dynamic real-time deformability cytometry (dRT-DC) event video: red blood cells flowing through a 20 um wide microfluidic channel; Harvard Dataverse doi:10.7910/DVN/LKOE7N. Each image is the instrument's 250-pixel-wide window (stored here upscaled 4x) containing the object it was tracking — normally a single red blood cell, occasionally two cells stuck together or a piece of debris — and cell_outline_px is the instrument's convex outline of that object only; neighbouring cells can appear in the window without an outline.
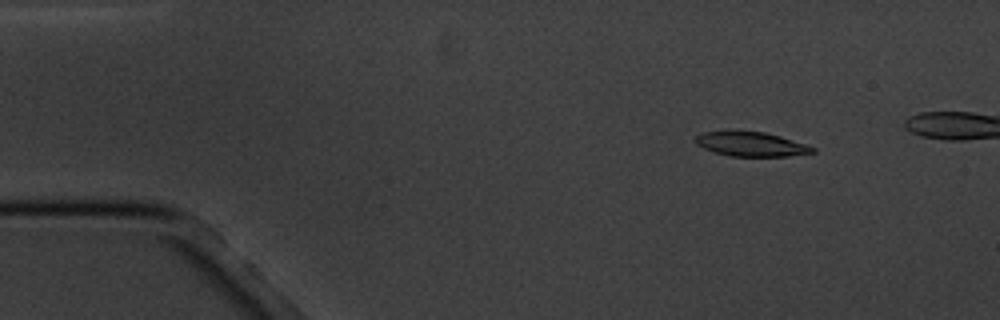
{"species": "common noctule bat (a hibernating species)", "species_latin": "Nyctalus noctula", "temperature_condition": "cold", "stored_images_in_passage": 13, "segment_of_instrument_passage": [1, 2], "camera_frame_rate_fps": 3000, "um_per_image_px": 0.085, "animal": {"sex": "male", "body_mass_g": 20.1, "forearm_length_mm": 53.5}, "frame": {"image": 1, "passage_image": 2, "time_ms": 1.333, "image_size_px": [1000, 320], "cell_outline_px": [[816, 152], [788, 156], [732, 156], [716, 152], [704, 148], [696, 144], [696, 136], [704, 132], [736, 128], [764, 132], [780, 136], [816, 148]], "centroid_in_image_um": [63.81, 12.21], "position_along_channel_um": 21.2, "area_um2": 16.99}}
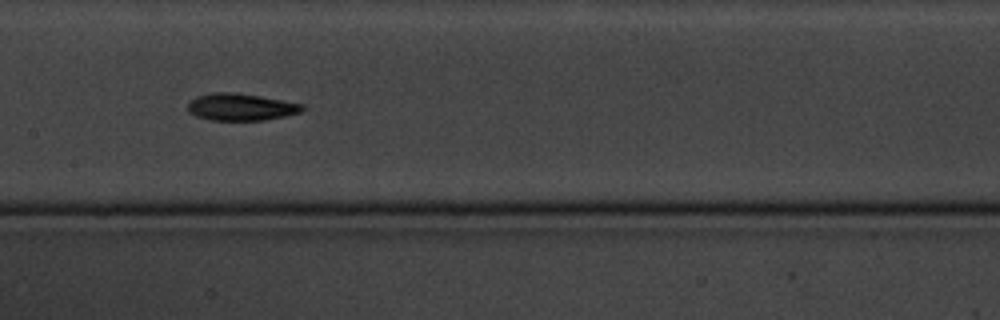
{"frame": {"image": 2, "passage_image": 8, "time_ms": 8.333, "image_size_px": [1000, 320], "cell_outline_px": [[304, 108], [300, 112], [288, 116], [264, 120], [212, 120], [196, 116], [188, 112], [188, 104], [196, 96], [212, 92], [232, 92], [260, 96], [304, 104]], "centroid_in_image_um": [20.48, 9.09], "position_along_channel_um": 186.9, "area_um2": 18.09}}
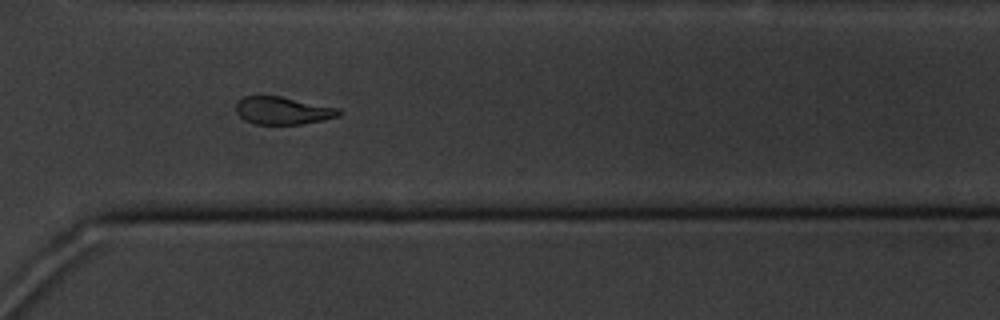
{"frame": {"image": 3, "passage_image": 12, "time_ms": 13.0, "image_size_px": [1000, 320], "cell_outline_px": [[344, 112], [340, 116], [324, 120], [304, 124], [256, 124], [244, 120], [236, 112], [236, 104], [244, 96], [280, 96], [340, 108]], "centroid_in_image_um": [24.09, 9.41], "position_along_channel_um": 346.5, "area_um2": 16.7}}